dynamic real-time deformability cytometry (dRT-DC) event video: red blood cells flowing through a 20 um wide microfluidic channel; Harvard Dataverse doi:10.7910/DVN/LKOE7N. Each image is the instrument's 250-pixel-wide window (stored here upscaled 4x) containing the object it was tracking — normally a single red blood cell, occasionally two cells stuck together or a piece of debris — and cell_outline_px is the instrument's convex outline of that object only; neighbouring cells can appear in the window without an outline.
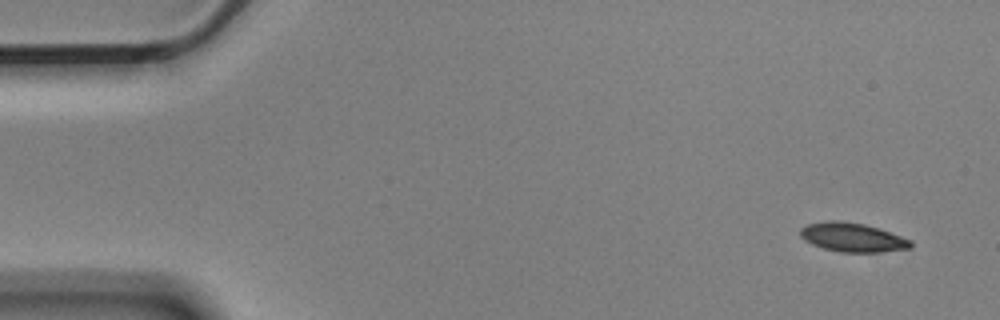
{"species": "Egyptian fruit bat (a non-hibernating species)", "species_latin": "Rousettus aegyptiacus", "temperature_condition": "cold", "stored_images_in_passage": 5, "camera_frame_rate_fps": 3000, "um_per_image_px": 0.085, "animal": {"sex": "male"}, "frame": {"image": 1, "passage_image": 1, "time_ms": 0.0, "image_size_px": [1000, 320], "cell_outline_px": [[912, 248], [880, 252], [840, 252], [824, 248], [812, 244], [804, 240], [800, 236], [800, 228], [808, 224], [828, 220], [840, 220], [864, 224], [880, 228], [912, 240]], "centroid_in_image_um": [72.47, 20.17], "position_along_channel_um": 12.5, "area_um2": 18.79}}
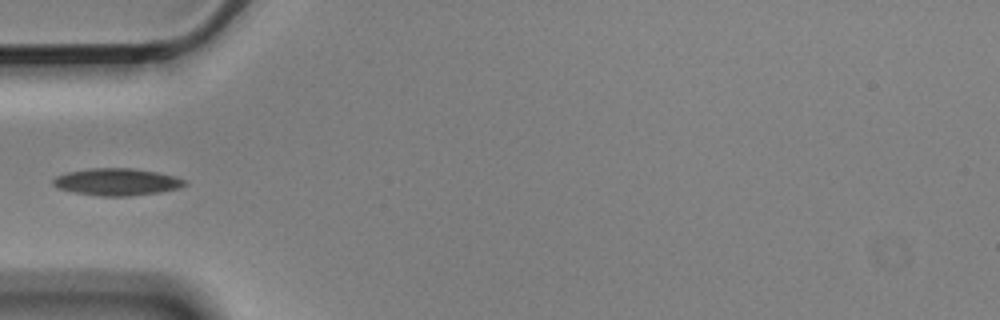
{"frame": {"image": 2, "passage_image": 5, "time_ms": 1.333, "image_size_px": [1000, 320], "cell_outline_px": [[188, 184], [180, 188], [160, 192], [128, 196], [104, 196], [76, 192], [56, 188], [52, 184], [52, 180], [56, 176], [68, 172], [88, 168], [132, 168], [156, 172], [176, 176], [184, 180]], "centroid_in_image_um": [9.94, 15.45], "position_along_channel_um": 75.1, "area_um2": 20.75}}